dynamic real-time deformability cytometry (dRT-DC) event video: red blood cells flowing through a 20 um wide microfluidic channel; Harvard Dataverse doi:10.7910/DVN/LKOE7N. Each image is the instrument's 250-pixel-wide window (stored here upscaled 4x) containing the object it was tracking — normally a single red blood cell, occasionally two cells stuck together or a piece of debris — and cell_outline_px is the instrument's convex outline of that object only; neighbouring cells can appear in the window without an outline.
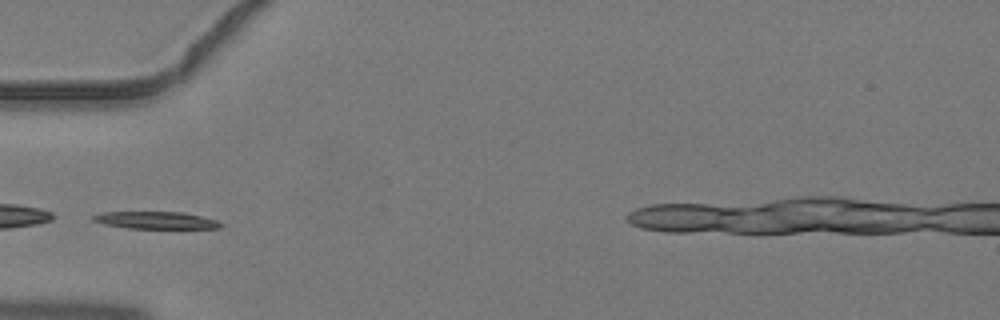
{"species": "common noctule bat (a hibernating species)", "species_latin": "Nyctalus noctula", "temperature_condition": "warm", "stored_images_in_passage": 6, "camera_frame_rate_fps": 3000, "um_per_image_px": 0.085, "animal": {"sex": "male", "body_mass_g": 19.2, "forearm_length_mm": 51.8}, "frame": {"image": 1, "passage_image": 5, "time_ms": 1.333, "image_size_px": [1000, 320], "cell_outline_px": [[224, 224], [220, 228], [128, 228], [104, 224], [92, 220], [92, 216], [100, 212], [184, 212], [216, 220]], "centroid_in_image_um": [13.24, 18.71], "position_along_channel_um": 71.8, "area_um2": 12.72}}
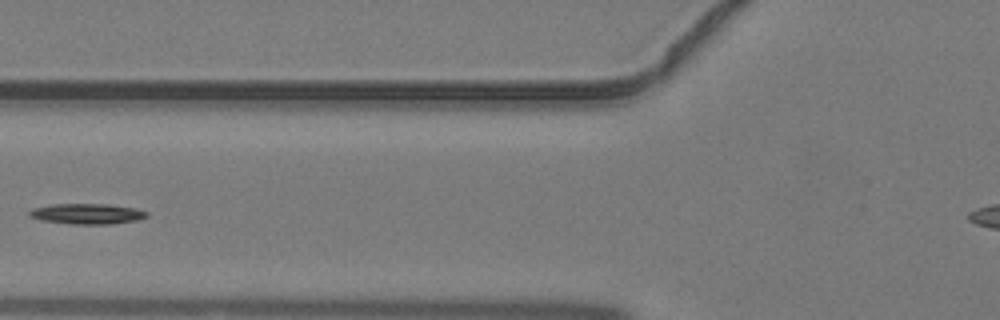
{"frame": {"image": 2, "passage_image": 6, "time_ms": 1.667, "image_size_px": [1000, 320], "cell_outline_px": [[148, 216], [136, 220], [112, 224], [72, 224], [40, 220], [28, 216], [28, 212], [32, 208], [52, 204], [108, 204], [136, 208], [148, 212]], "centroid_in_image_um": [7.38, 18.17], "position_along_channel_um": 118.4, "area_um2": 14.1}}